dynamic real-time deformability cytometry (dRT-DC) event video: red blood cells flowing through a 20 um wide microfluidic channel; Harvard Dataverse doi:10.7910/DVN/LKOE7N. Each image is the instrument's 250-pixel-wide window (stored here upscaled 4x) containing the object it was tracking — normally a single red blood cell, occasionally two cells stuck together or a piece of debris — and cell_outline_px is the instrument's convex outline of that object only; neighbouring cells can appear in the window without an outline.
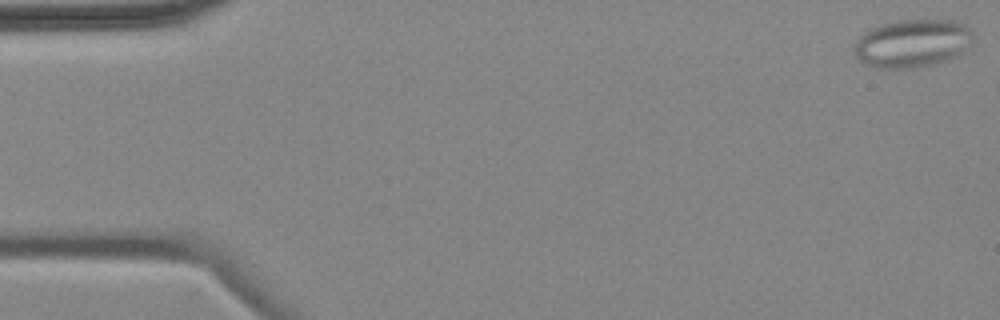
{"species": "common noctule bat (a hibernating species)", "species_latin": "Nyctalus noctula", "temperature_condition": "cold", "stored_images_in_passage": 5, "camera_frame_rate_fps": 3000, "um_per_image_px": 0.085, "animal": {"sex": "female", "body_mass_g": 18.4}, "frame": {"image": 1, "passage_image": 1, "time_ms": 0.0, "image_size_px": [1000, 320], "cell_outline_px": [[972, 44], [956, 56], [948, 60], [936, 64], [920, 68], [876, 68], [864, 64], [856, 56], [856, 40], [864, 32], [880, 24], [900, 20], [952, 20], [964, 24], [972, 28]], "centroid_in_image_um": [77.58, 3.69], "position_along_channel_um": 7.4, "area_um2": 33.52}}